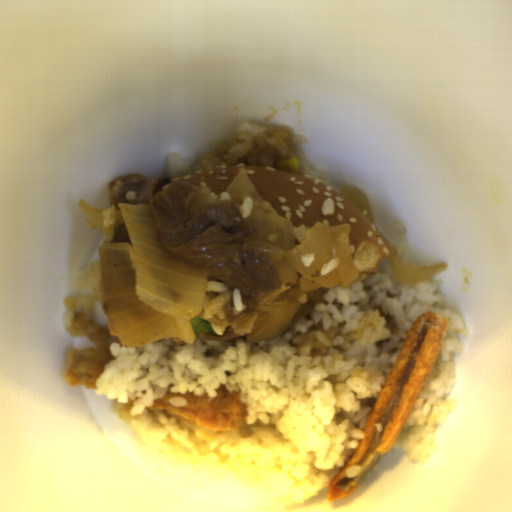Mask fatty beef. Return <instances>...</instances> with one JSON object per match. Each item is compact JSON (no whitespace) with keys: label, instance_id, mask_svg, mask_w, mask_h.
<instances>
[{"label":"fatty beef","instance_id":"obj_1","mask_svg":"<svg viewBox=\"0 0 512 512\" xmlns=\"http://www.w3.org/2000/svg\"><path fill=\"white\" fill-rule=\"evenodd\" d=\"M158 178L142 174L117 177L109 184L110 203L104 209V228L113 227L112 242L129 243L120 203L150 205L160 247L166 259L203 272L207 281L229 286L231 293L225 311L230 321L249 312L258 314L252 328L271 309L290 300L299 304L288 326L324 302L331 290L302 292V274L294 282L282 283L271 256L248 249L247 244L260 232L253 215L243 217V209L233 200L216 199L209 187L175 181L163 194L156 192ZM239 288L243 304L236 310L232 292Z\"/></svg>","mask_w":512,"mask_h":512}]
</instances>
